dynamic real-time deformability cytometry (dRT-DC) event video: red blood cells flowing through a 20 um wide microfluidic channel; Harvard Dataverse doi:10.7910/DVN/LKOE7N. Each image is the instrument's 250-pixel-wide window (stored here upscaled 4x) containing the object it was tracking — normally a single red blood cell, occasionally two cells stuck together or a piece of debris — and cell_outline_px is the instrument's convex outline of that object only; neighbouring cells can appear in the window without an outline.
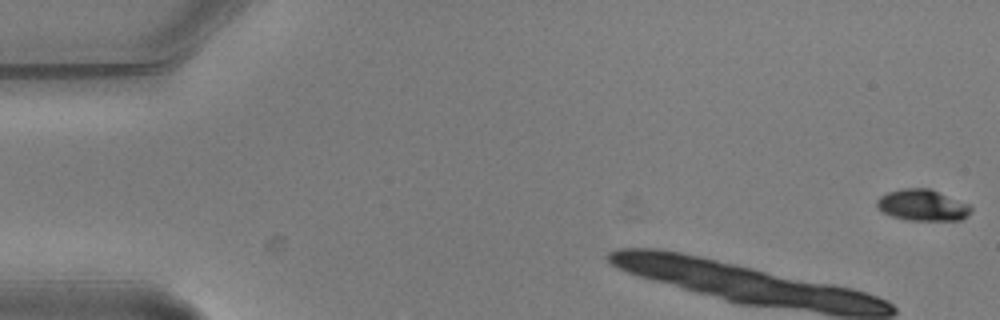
{"species": "common noctule bat (a hibernating species)", "species_latin": "Nyctalus noctula", "temperature_condition": "warm", "stored_images_in_passage": 9, "camera_frame_rate_fps": 3000, "um_per_image_px": 0.085, "animal": {"sex": "male", "body_mass_g": 20.5, "forearm_length_mm": 52.5}, "frame": {"image": 1, "passage_image": 1, "time_ms": 0.0, "image_size_px": [1000, 320], "cell_outline_px": [[972, 212], [968, 216], [960, 220], [908, 220], [892, 216], [884, 212], [876, 204], [876, 200], [880, 196], [888, 192], [904, 188], [928, 188], [968, 204], [972, 208]], "centroid_in_image_um": [78.42, 17.44], "position_along_channel_um": 6.6, "area_um2": 16.94}}